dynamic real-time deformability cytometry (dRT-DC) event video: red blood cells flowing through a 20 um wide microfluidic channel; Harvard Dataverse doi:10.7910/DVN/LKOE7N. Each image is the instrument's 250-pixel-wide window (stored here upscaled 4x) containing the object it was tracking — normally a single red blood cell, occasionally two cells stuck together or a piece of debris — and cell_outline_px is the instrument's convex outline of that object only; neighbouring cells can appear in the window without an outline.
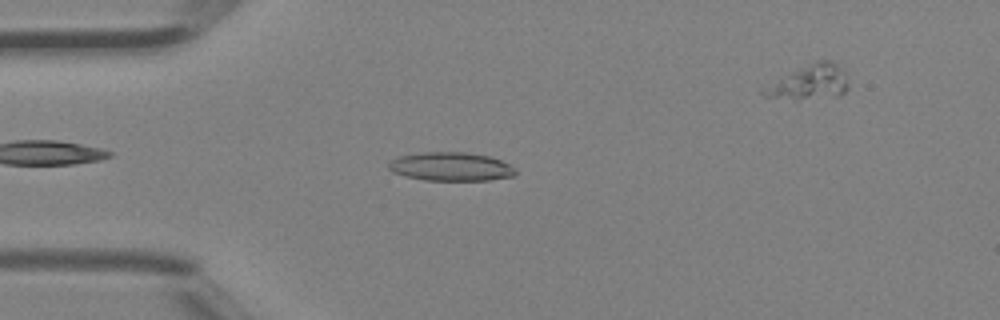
{"species": "Egyptian fruit bat (a non-hibernating species)", "species_latin": "Rousettus aegyptiacus", "temperature_condition": "room temperature", "stored_images_in_passage": 36, "camera_frame_rate_fps": 3000, "um_per_image_px": 0.085, "animal": {"sex": "female"}, "frame": {"image": 1, "passage_image": 6, "time_ms": 1.667, "image_size_px": [1000, 320], "cell_outline_px": [[516, 172], [512, 176], [488, 180], [424, 180], [404, 176], [392, 172], [388, 168], [388, 164], [392, 160], [400, 156], [424, 152], [468, 152], [488, 156], [500, 160], [516, 168]], "centroid_in_image_um": [38.31, 14.16], "position_along_channel_um": 46.7, "area_um2": 21.1}}
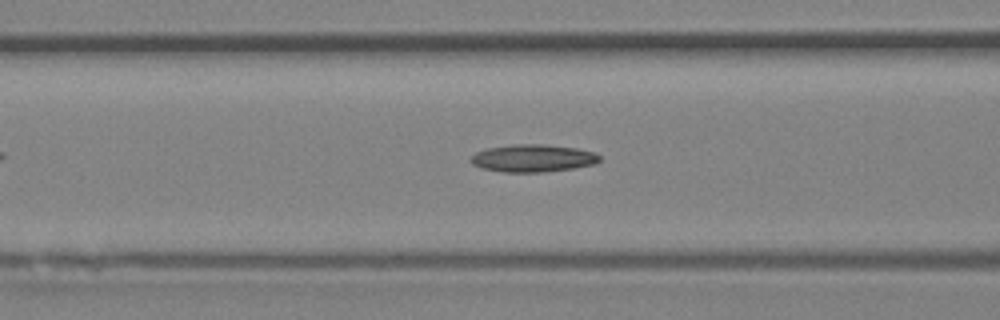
{"frame": {"image": 2, "passage_image": 12, "time_ms": 3.667, "image_size_px": [1000, 320], "cell_outline_px": [[600, 160], [596, 164], [572, 168], [540, 172], [504, 172], [480, 168], [472, 164], [468, 160], [476, 152], [488, 148], [512, 144], [544, 144], [576, 148], [596, 152], [600, 156]], "centroid_in_image_um": [45.29, 13.44], "position_along_channel_um": 121.3, "area_um2": 20.75}}
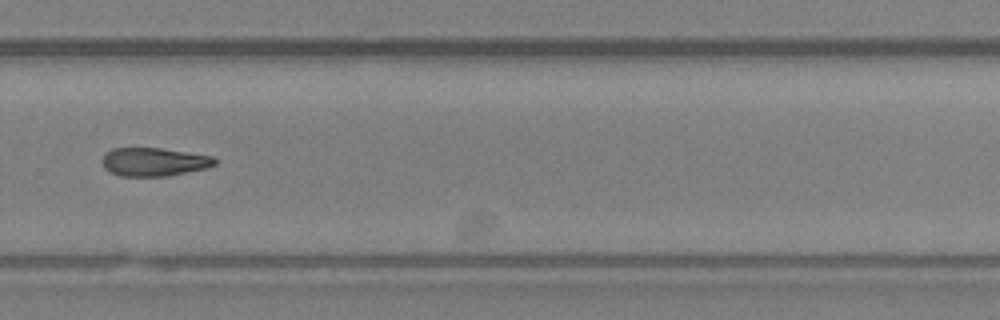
{"frame": {"image": 3, "passage_image": 25, "time_ms": 8.0, "image_size_px": [1000, 320], "cell_outline_px": [[216, 164], [208, 168], [168, 176], [120, 176], [104, 168], [100, 160], [104, 152], [112, 148], [160, 148], [212, 156], [216, 160]], "centroid_in_image_um": [13.05, 13.76], "position_along_channel_um": 316.8, "area_um2": 18.79}}